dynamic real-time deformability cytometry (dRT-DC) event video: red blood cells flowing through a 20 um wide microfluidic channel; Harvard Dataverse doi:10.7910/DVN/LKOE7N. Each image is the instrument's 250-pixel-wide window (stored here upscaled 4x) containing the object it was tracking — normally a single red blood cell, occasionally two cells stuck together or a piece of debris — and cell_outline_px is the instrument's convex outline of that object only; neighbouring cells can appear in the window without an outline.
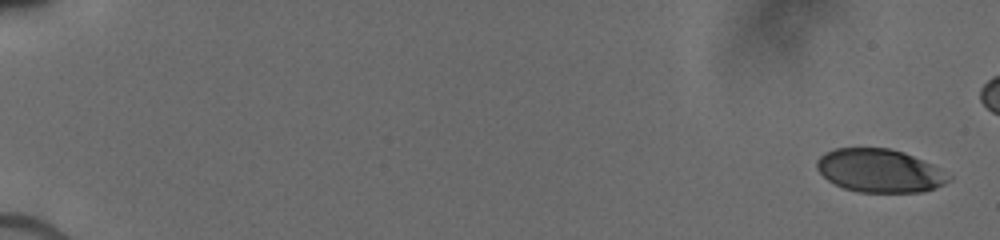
{"species": "human", "species_latin": "Homo sapiens", "temperature_condition": "cold", "stored_images_in_passage": 13, "camera_frame_rate_fps": 3000, "um_per_image_px": 0.085, "donor": {"sex": "male"}, "frame": {"image": 1, "passage_image": 1, "time_ms": 0.0, "image_size_px": [1000, 240], "cell_outline_px": [[952, 180], [936, 188], [924, 192], [860, 192], [844, 188], [828, 180], [816, 168], [816, 160], [824, 152], [836, 148], [888, 148], [904, 152], [932, 164], [940, 168], [952, 176]], "centroid_in_image_um": [74.79, 14.51], "position_along_channel_um": 10.2, "area_um2": 33.41}}